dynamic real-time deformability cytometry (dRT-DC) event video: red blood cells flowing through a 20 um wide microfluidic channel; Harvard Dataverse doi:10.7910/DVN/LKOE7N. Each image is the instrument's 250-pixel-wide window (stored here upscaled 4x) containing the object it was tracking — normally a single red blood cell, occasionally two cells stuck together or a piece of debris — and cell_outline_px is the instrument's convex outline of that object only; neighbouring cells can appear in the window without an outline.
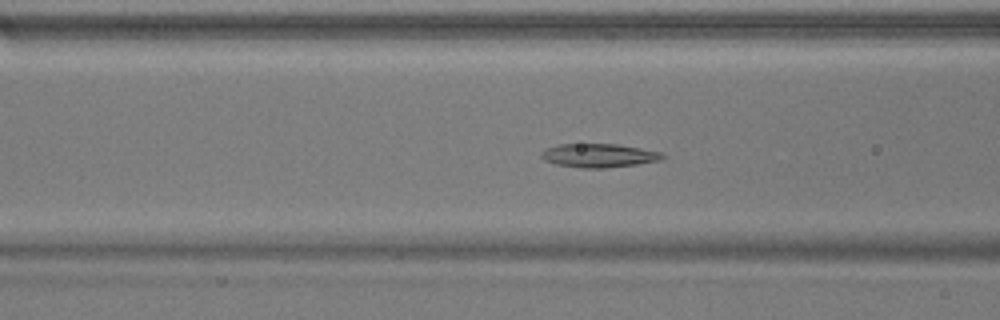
{"species": "common noctule bat (a hibernating species)", "species_latin": "Nyctalus noctula", "temperature_condition": "warm", "stored_images_in_passage": 37, "camera_frame_rate_fps": 3000, "um_per_image_px": 0.085, "animal": {"sex": "male", "body_mass_g": 17.9}, "frame": {"image": 1, "passage_image": 5, "time_ms": 1.333, "image_size_px": [1000, 320], "cell_outline_px": [[664, 156], [660, 160], [636, 164], [604, 168], [580, 168], [556, 164], [544, 160], [540, 156], [540, 152], [544, 148], [560, 144], [616, 144], [660, 152]], "centroid_in_image_um": [50.81, 13.22], "position_along_channel_um": 115.8, "area_um2": 16.59}}
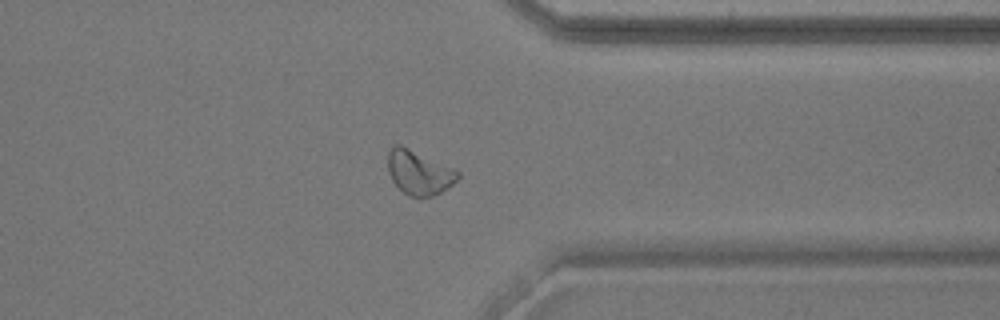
{"frame": {"image": 2, "passage_image": 26, "time_ms": 8.333, "image_size_px": [1000, 320], "cell_outline_px": [[460, 176], [452, 184], [440, 192], [432, 196], [420, 200], [408, 196], [392, 180], [388, 172], [388, 152], [396, 144], [400, 144], [460, 172]], "centroid_in_image_um": [35.59, 14.7], "position_along_channel_um": 375.8, "area_um2": 17.86}}
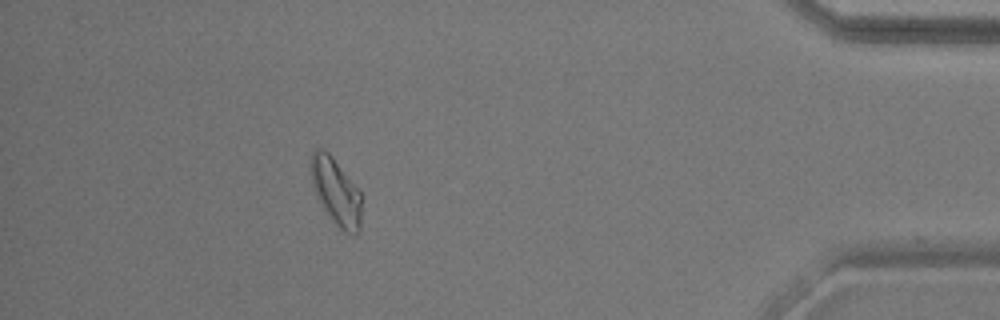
{"frame": {"image": 3, "passage_image": 32, "time_ms": 10.333, "image_size_px": [1000, 320], "cell_outline_px": [[360, 228], [356, 232], [344, 232], [336, 224], [320, 204], [312, 184], [312, 152], [316, 148], [324, 148], [332, 156], [360, 192]], "centroid_in_image_um": [28.54, 16.26], "position_along_channel_um": 406.7, "area_um2": 19.02}, "authors_computed_cell_mechanics": {"area_um2": 16.5886, "velocity_mm_per_s": 3.786, "shape_relaxation_time_tau1_ms": null, "shape_relaxation_time_tau2_ms": 4.9401, "deformation_change_tau1": null, "deformation_change_tau2": 0.116}}